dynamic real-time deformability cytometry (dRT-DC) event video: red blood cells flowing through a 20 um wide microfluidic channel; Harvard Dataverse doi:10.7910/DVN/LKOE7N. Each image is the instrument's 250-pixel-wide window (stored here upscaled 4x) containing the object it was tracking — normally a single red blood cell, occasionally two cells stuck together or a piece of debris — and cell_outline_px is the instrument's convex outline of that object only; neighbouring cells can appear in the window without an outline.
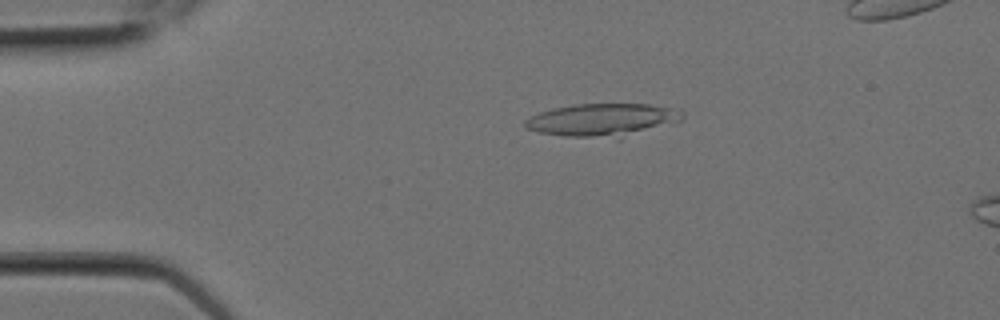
{"species": "Egyptian fruit bat (a non-hibernating species)", "species_latin": "Rousettus aegyptiacus", "temperature_condition": "room temperature", "stored_images_in_passage": 7, "camera_frame_rate_fps": 3000, "um_per_image_px": 0.085, "animal": {"sex": "female"}, "frame": {"image": 1, "passage_image": 4, "time_ms": 1.0, "image_size_px": [1000, 320], "cell_outline_px": [[684, 120], [676, 124], [620, 140], [616, 140], [564, 136], [540, 132], [524, 128], [524, 120], [540, 112], [552, 108], [576, 104], [648, 104], [680, 108], [684, 112]], "centroid_in_image_um": [51.36, 10.23], "position_along_channel_um": 33.6, "area_um2": 31.5}}